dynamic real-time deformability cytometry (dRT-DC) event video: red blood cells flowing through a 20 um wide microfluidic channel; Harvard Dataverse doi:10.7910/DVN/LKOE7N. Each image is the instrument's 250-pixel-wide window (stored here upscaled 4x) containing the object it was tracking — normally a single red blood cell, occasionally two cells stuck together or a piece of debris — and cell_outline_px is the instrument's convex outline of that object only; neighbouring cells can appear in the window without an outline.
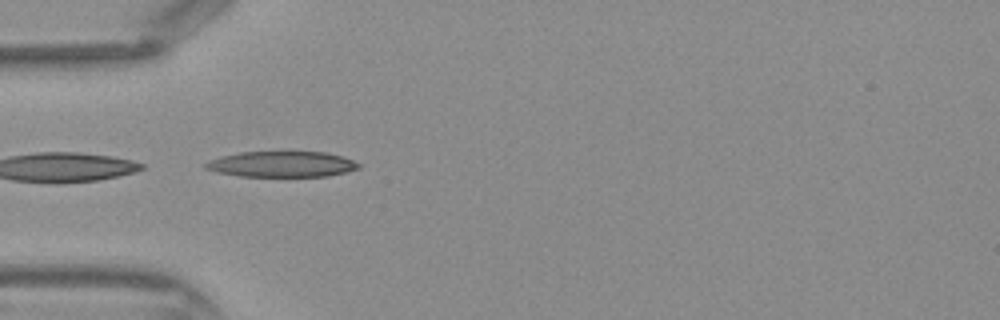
{"species": "Egyptian fruit bat (a non-hibernating species)", "species_latin": "Rousettus aegyptiacus", "temperature_condition": "warm", "stored_images_in_passage": 15, "camera_frame_rate_fps": 3000, "um_per_image_px": 0.085, "frame": {"image": 1, "passage_image": 12, "time_ms": 3.667, "image_size_px": [1000, 320], "cell_outline_px": [[360, 168], [328, 176], [240, 176], [216, 172], [204, 168], [204, 164], [208, 160], [220, 156], [240, 152], [324, 152], [344, 156], [360, 164]], "centroid_in_image_um": [23.92, 13.95], "position_along_channel_um": 61.1, "area_um2": 22.95}}